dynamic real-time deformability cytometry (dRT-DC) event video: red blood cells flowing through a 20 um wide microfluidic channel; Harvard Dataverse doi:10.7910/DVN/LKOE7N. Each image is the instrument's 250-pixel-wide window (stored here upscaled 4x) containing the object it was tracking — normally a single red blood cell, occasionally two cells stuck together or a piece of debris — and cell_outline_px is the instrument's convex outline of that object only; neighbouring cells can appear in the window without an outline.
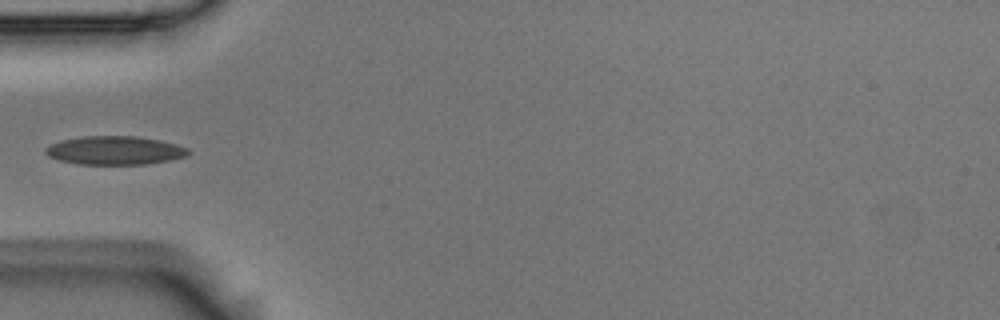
{"species": "Egyptian fruit bat (a non-hibernating species)", "species_latin": "Rousettus aegyptiacus", "temperature_condition": "room temperature", "stored_images_in_passage": 4, "camera_frame_rate_fps": 3000, "um_per_image_px": 0.085, "animal": {"sex": "male"}, "frame": {"image": 1, "passage_image": 4, "time_ms": 1.0, "image_size_px": [1000, 320], "cell_outline_px": [[192, 152], [184, 156], [168, 160], [144, 164], [76, 164], [60, 160], [48, 156], [44, 152], [44, 148], [48, 144], [60, 140], [84, 136], [136, 136], [160, 140], [176, 144], [188, 148]], "centroid_in_image_um": [9.71, 12.77], "position_along_channel_um": 75.3, "area_um2": 23.81}}